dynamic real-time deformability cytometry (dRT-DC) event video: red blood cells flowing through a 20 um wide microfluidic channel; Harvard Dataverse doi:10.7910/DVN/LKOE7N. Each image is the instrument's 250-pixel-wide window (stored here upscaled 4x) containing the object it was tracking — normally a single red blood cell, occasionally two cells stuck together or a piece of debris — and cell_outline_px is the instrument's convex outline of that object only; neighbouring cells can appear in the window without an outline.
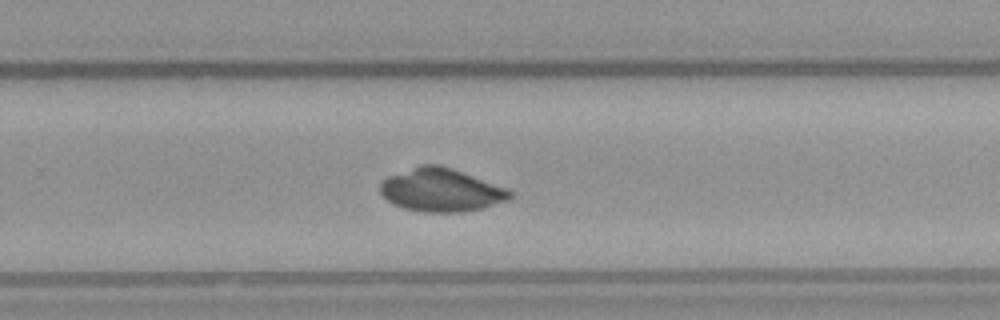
{"species": "common noctule bat (a hibernating species)", "species_latin": "Nyctalus noctula", "temperature_condition": "warm", "stored_images_in_passage": 36, "camera_frame_rate_fps": 3000, "um_per_image_px": 0.085, "animal": {"sex": "female", "body_mass_g": 21.9}, "frame": {"image": 1, "passage_image": 18, "time_ms": 5.667, "image_size_px": [1000, 320], "cell_outline_px": [[512, 196], [508, 200], [484, 208], [460, 212], [420, 212], [404, 208], [392, 204], [380, 192], [380, 184], [388, 176], [420, 164], [440, 164], [452, 168], [508, 188], [512, 192]], "centroid_in_image_um": [37.5, 16.15], "position_along_channel_um": 292.3, "area_um2": 32.77}}
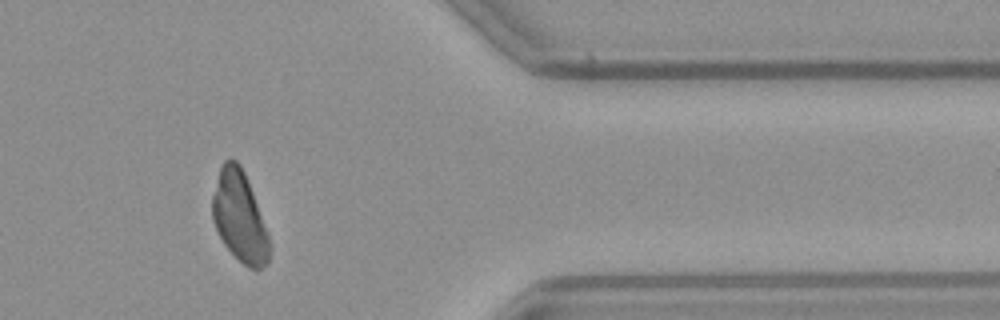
{"frame": {"image": 2, "passage_image": 27, "time_ms": 8.667, "image_size_px": [1000, 320], "cell_outline_px": [[272, 248], [268, 264], [256, 272], [248, 268], [224, 244], [212, 220], [212, 196], [220, 168], [224, 160], [236, 160], [240, 164], [248, 180], [268, 232], [272, 244]], "centroid_in_image_um": [20.41, 18.48], "position_along_channel_um": 391.0, "area_um2": 30.35}}
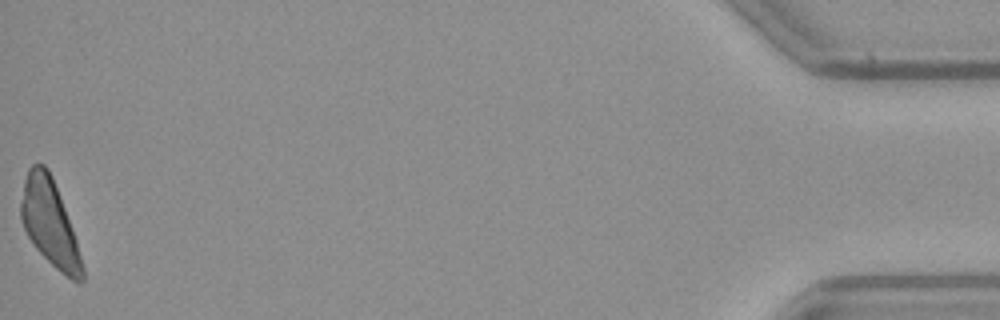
{"frame": {"image": 3, "passage_image": 36, "time_ms": 11.667, "image_size_px": [1000, 320], "cell_outline_px": [[84, 280], [80, 284], [72, 280], [56, 268], [36, 248], [28, 236], [24, 228], [20, 216], [20, 204], [24, 180], [28, 168], [32, 164], [44, 164], [48, 168], [52, 176], [60, 196], [76, 240], [84, 268]], "centroid_in_image_um": [4.22, 18.93], "position_along_channel_um": 431.0, "area_um2": 30.52}}